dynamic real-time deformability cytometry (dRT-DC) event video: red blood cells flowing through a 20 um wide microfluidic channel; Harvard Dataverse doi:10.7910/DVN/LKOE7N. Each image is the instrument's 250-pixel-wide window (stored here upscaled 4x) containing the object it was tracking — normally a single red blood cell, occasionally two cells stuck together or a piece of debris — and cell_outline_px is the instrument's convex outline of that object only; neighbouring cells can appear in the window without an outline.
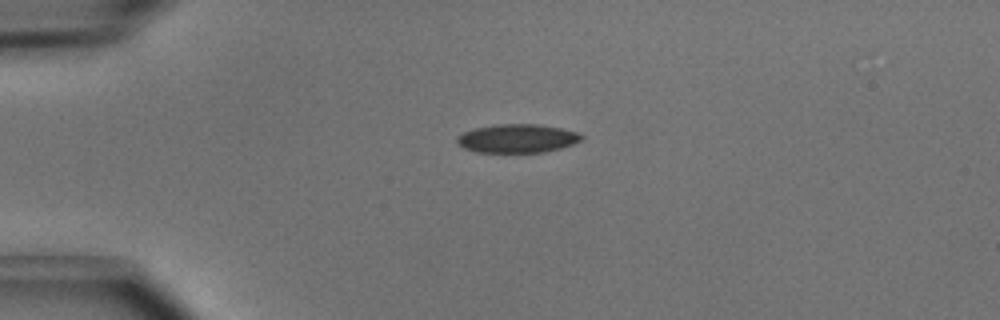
{"species": "common noctule bat (a hibernating species)", "species_latin": "Nyctalus noctula", "temperature_condition": "cold", "stored_images_in_passage": 2, "camera_frame_rate_fps": 3000, "um_per_image_px": 0.085, "animal": {"sex": "male", "body_mass_g": 15.6}, "frame": {"image": 1, "passage_image": 1, "time_ms": 0.0, "image_size_px": [1000, 320], "cell_outline_px": [[584, 140], [560, 148], [544, 152], [476, 152], [464, 148], [456, 144], [456, 136], [464, 132], [476, 128], [496, 124], [536, 124], [560, 128], [576, 132], [584, 136]], "centroid_in_image_um": [43.95, 11.77], "position_along_channel_um": 41.0, "area_um2": 20.75}}